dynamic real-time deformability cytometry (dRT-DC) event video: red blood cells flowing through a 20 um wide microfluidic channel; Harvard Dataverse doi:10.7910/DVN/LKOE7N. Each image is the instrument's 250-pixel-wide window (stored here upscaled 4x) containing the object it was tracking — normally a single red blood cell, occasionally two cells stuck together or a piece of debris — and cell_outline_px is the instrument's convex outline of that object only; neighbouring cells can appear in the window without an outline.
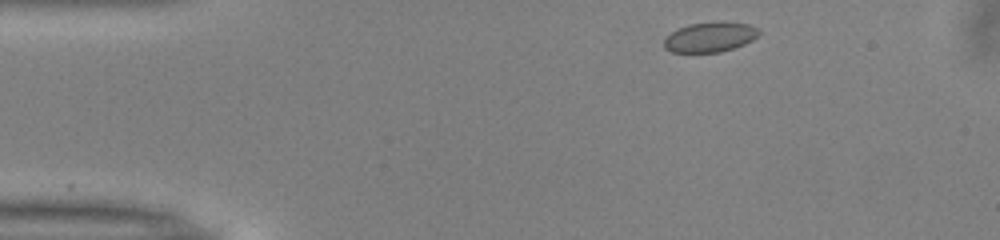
{"species": "common noctule bat (a hibernating species)", "species_latin": "Nyctalus noctula", "temperature_condition": "warm", "stored_images_in_passage": 23, "camera_frame_rate_fps": 3000, "um_per_image_px": 0.085, "animal": {"sex": "male", "body_mass_g": 13.0, "forearm_length_mm": 53.1}, "frame": {"image": 1, "passage_image": 2, "time_ms": 0.333, "image_size_px": [1000, 240], "cell_outline_px": [[760, 32], [752, 40], [744, 44], [720, 52], [672, 52], [664, 48], [664, 36], [688, 24], [716, 20], [720, 20], [748, 24], [760, 28]], "centroid_in_image_um": [60.35, 3.12], "position_along_channel_um": 24.7, "area_um2": 16.82}}
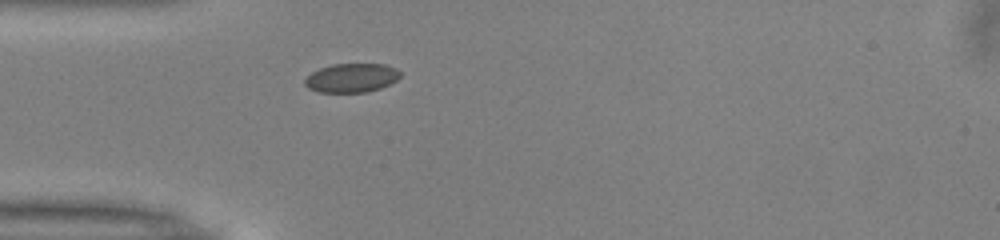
{"frame": {"image": 2, "passage_image": 9, "time_ms": 2.667, "image_size_px": [1000, 240], "cell_outline_px": [[400, 76], [396, 80], [380, 88], [368, 92], [320, 92], [308, 88], [304, 84], [304, 80], [312, 72], [320, 68], [332, 64], [384, 64], [396, 68], [400, 72]], "centroid_in_image_um": [29.87, 6.62], "position_along_channel_um": 55.1, "area_um2": 16.01}}
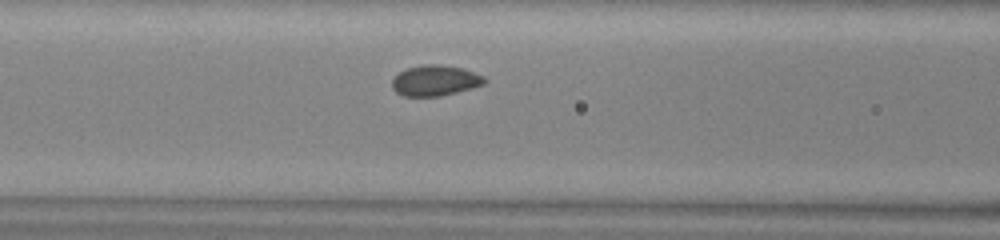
{"frame": {"image": 3, "passage_image": 15, "time_ms": 4.667, "image_size_px": [1000, 240], "cell_outline_px": [[488, 80], [484, 84], [472, 88], [440, 96], [404, 96], [396, 92], [392, 88], [392, 80], [400, 72], [408, 68], [424, 64], [440, 64], [460, 68], [476, 72], [484, 76]], "centroid_in_image_um": [37.01, 6.84], "position_along_channel_um": 129.6, "area_um2": 16.47}}